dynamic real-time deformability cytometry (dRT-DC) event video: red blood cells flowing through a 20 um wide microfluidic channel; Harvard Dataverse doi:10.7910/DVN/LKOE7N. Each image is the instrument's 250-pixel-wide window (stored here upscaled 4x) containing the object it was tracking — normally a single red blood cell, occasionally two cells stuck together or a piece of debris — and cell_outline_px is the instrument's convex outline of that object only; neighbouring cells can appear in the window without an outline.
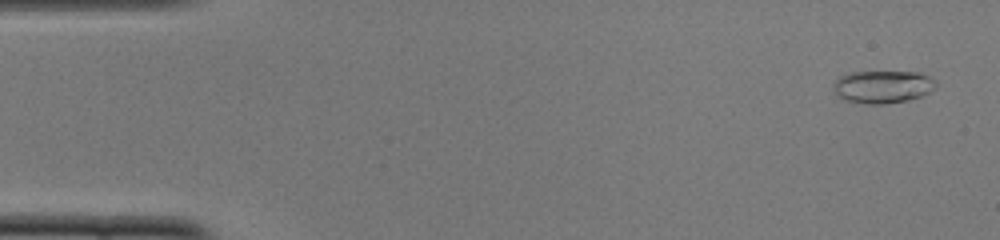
{"species": "common noctule bat (a hibernating species)", "species_latin": "Nyctalus noctula", "temperature_condition": "cold", "stored_images_in_passage": 51, "camera_frame_rate_fps": 3000, "um_per_image_px": 0.085, "animal": {"sex": "female", "body_mass_g": 22.0, "forearm_length_mm": 56.7}, "frame": {"image": 1, "passage_image": 2, "time_ms": 0.333, "image_size_px": [1000, 240], "cell_outline_px": [[936, 88], [920, 96], [908, 100], [884, 104], [864, 104], [844, 100], [832, 88], [832, 84], [840, 76], [848, 72], [916, 72], [928, 76], [936, 80]], "centroid_in_image_um": [75.01, 7.37], "position_along_channel_um": 10.0, "area_um2": 19.54}}
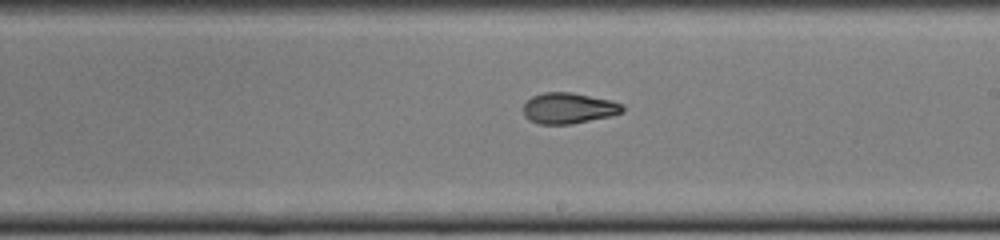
{"frame": {"image": 2, "passage_image": 29, "time_ms": 9.333, "image_size_px": [1000, 240], "cell_outline_px": [[624, 112], [612, 116], [572, 124], [540, 124], [528, 120], [524, 116], [524, 104], [532, 96], [544, 92], [572, 92], [612, 100], [624, 104]], "centroid_in_image_um": [48.37, 9.19], "position_along_channel_um": 240.6, "area_um2": 18.09}}
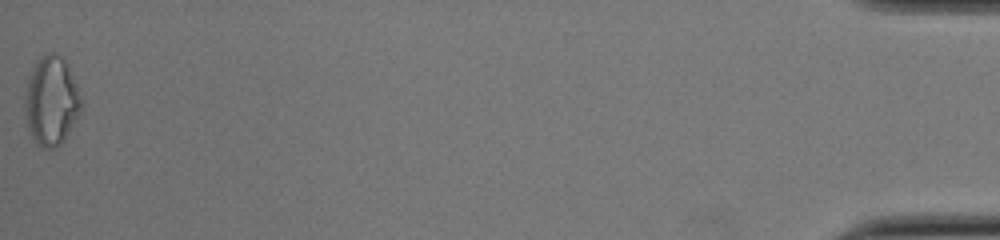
{"frame": {"image": 3, "passage_image": 51, "time_ms": 16.667, "image_size_px": [1000, 240], "cell_outline_px": [[84, 104], [80, 112], [64, 140], [56, 148], [44, 148], [36, 144], [32, 136], [24, 112], [24, 104], [28, 76], [36, 60], [48, 52], [52, 52], [60, 56], [68, 64]], "centroid_in_image_um": [4.37, 8.56], "position_along_channel_um": 430.8, "area_um2": 29.3}, "authors_computed_cell_mechanics": {"area_um2": 18.3226, "velocity_mm_per_s": 3.9127, "shape_relaxation_time_tau1_ms": 5.3964, "shape_relaxation_time_tau2_ms": 1.6129, "deformation_change_tau1": 0.1958, "deformation_change_tau2": 0.0832}}